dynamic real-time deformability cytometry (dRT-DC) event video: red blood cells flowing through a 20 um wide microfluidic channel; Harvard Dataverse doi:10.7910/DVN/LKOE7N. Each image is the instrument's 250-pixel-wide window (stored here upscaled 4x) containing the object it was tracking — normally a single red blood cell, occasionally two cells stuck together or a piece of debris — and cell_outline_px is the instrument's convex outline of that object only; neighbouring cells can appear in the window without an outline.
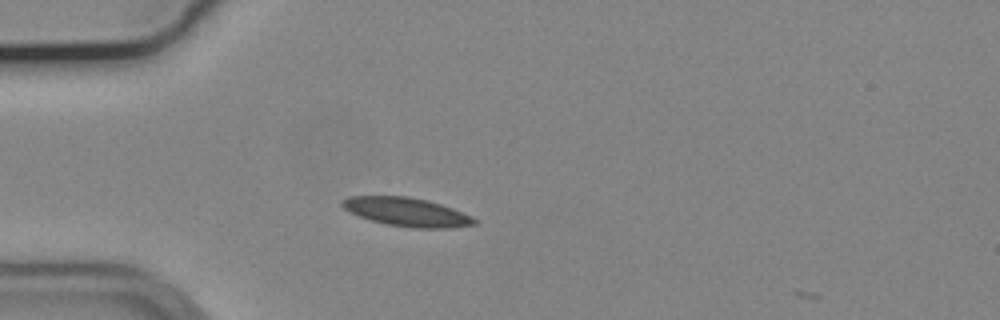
{"species": "common noctule bat (a hibernating species)", "species_latin": "Nyctalus noctula", "temperature_condition": "cold", "stored_images_in_passage": 2, "camera_frame_rate_fps": 3000, "um_per_image_px": 0.085, "animal": {"sex": "male", "body_mass_g": 19.2, "forearm_length_mm": 51.8}, "frame": {"image": 1, "passage_image": 1, "time_ms": 0.0, "image_size_px": [1000, 320], "cell_outline_px": [[476, 224], [448, 228], [416, 228], [388, 224], [372, 220], [360, 216], [344, 208], [340, 204], [340, 200], [348, 196], [408, 196], [440, 204], [452, 208], [472, 216], [476, 220]], "centroid_in_image_um": [34.56, 18.01], "position_along_channel_um": 50.4, "area_um2": 21.73}}